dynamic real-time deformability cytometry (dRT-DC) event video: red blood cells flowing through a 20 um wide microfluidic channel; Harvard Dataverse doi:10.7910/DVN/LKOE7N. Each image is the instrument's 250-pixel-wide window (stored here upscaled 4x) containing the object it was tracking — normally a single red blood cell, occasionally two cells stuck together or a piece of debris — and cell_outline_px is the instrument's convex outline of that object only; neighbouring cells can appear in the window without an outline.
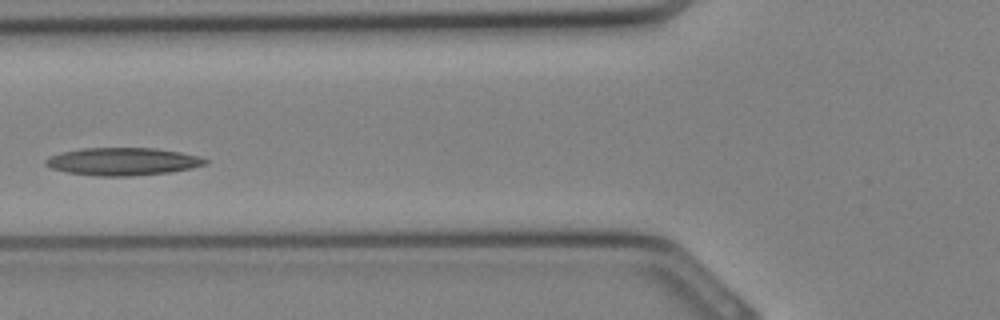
{"species": "Egyptian fruit bat (a non-hibernating species)", "species_latin": "Rousettus aegyptiacus", "temperature_condition": "cold", "stored_images_in_passage": 33, "camera_frame_rate_fps": 3000, "um_per_image_px": 0.085, "animal": {"sex": "female"}, "frame": {"image": 1, "passage_image": 14, "time_ms": 4.333, "image_size_px": [1000, 320], "cell_outline_px": [[208, 164], [192, 168], [168, 172], [128, 176], [100, 176], [68, 172], [52, 168], [44, 164], [44, 160], [48, 156], [60, 152], [80, 148], [156, 148], [180, 152], [196, 156], [208, 160]], "centroid_in_image_um": [10.4, 13.72], "position_along_channel_um": 115.4, "area_um2": 25.66}}